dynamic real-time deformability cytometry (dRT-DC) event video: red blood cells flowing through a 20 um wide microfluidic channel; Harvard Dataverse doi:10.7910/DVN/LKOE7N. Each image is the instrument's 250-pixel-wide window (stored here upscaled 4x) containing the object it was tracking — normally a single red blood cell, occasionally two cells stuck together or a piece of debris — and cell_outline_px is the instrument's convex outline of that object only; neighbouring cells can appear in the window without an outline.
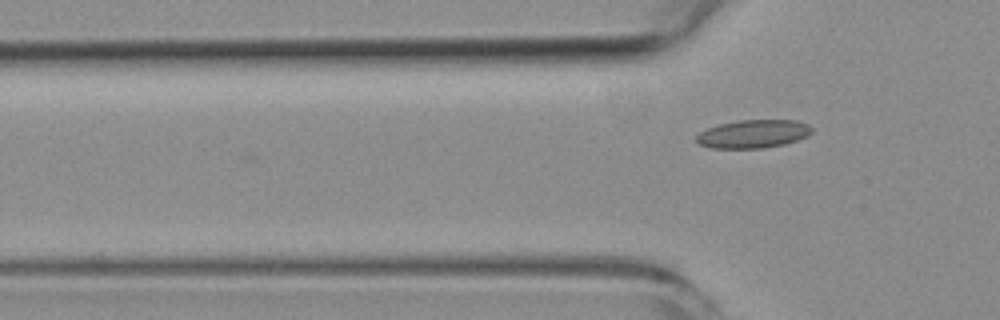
{"species": "common noctule bat (a hibernating species)", "species_latin": "Nyctalus noctula", "temperature_condition": "room temperature", "stored_images_in_passage": 3, "camera_frame_rate_fps": 3000, "um_per_image_px": 0.085, "animal": {"sex": "female", "body_mass_g": 19.3, "forearm_length_mm": 54.1}, "frame": {"image": 1, "passage_image": 3, "time_ms": 2.0, "image_size_px": [1000, 320], "cell_outline_px": [[812, 132], [796, 140], [784, 144], [764, 148], [712, 148], [700, 144], [696, 140], [696, 136], [700, 132], [708, 128], [720, 124], [740, 120], [796, 120], [808, 124], [812, 128]], "centroid_in_image_um": [64.02, 11.38], "position_along_channel_um": 61.8, "area_um2": 18.79}}